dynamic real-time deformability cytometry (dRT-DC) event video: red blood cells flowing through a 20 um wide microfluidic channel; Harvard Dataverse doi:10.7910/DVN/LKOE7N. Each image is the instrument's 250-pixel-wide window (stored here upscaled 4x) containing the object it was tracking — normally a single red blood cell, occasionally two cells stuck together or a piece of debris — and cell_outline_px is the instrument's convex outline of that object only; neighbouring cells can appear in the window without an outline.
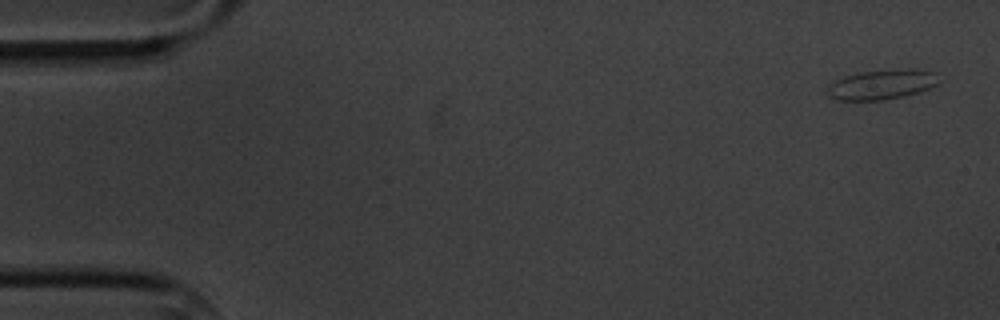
{"species": "common noctule bat (a hibernating species)", "species_latin": "Nyctalus noctula", "temperature_condition": "cold", "stored_images_in_passage": 5, "camera_frame_rate_fps": 3000, "um_per_image_px": 0.085, "animal": {"sex": "male", "body_mass_g": 20.1, "forearm_length_mm": 53.5}, "frame": {"image": 1, "passage_image": 1, "time_ms": 0.0, "image_size_px": [1000, 320], "cell_outline_px": [[944, 80], [928, 88], [904, 96], [884, 100], [840, 100], [828, 96], [828, 88], [836, 80], [844, 76], [860, 72], [908, 68], [916, 68], [936, 72]], "centroid_in_image_um": [75.04, 7.16], "position_along_channel_um": 10.0, "area_um2": 19.48}}